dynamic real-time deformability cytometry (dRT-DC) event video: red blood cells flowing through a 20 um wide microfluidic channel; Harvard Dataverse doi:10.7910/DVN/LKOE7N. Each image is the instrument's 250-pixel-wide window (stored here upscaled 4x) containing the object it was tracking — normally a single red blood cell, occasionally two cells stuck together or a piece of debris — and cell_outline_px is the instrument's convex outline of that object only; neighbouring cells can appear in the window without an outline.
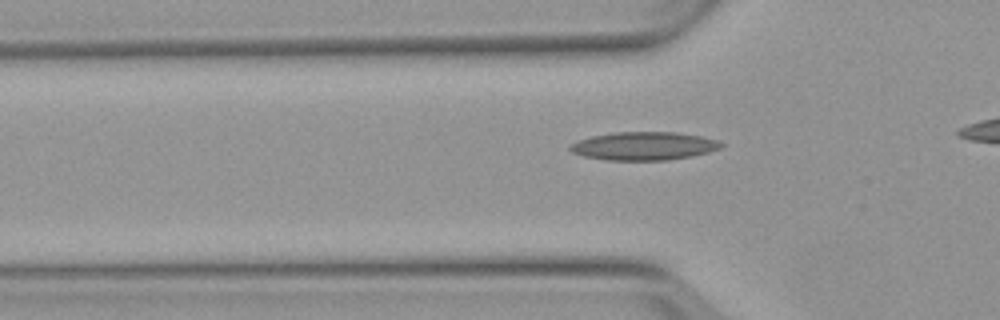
{"species": "Egyptian fruit bat (a non-hibernating species)", "species_latin": "Rousettus aegyptiacus", "temperature_condition": "warm", "stored_images_in_passage": 3, "segment_of_instrument_passage": [2, 2], "camera_frame_rate_fps": 3000, "um_per_image_px": 0.085, "animal": {"sex": "female"}, "frame": {"image": 1, "passage_image": 3, "time_ms": 2.333, "image_size_px": [1000, 320], "cell_outline_px": [[724, 144], [720, 148], [708, 152], [692, 156], [668, 160], [604, 160], [584, 156], [572, 152], [568, 148], [568, 144], [592, 136], [616, 132], [676, 132], [700, 136], [716, 140]], "centroid_in_image_um": [54.7, 12.41], "position_along_channel_um": 71.1, "area_um2": 24.8}}